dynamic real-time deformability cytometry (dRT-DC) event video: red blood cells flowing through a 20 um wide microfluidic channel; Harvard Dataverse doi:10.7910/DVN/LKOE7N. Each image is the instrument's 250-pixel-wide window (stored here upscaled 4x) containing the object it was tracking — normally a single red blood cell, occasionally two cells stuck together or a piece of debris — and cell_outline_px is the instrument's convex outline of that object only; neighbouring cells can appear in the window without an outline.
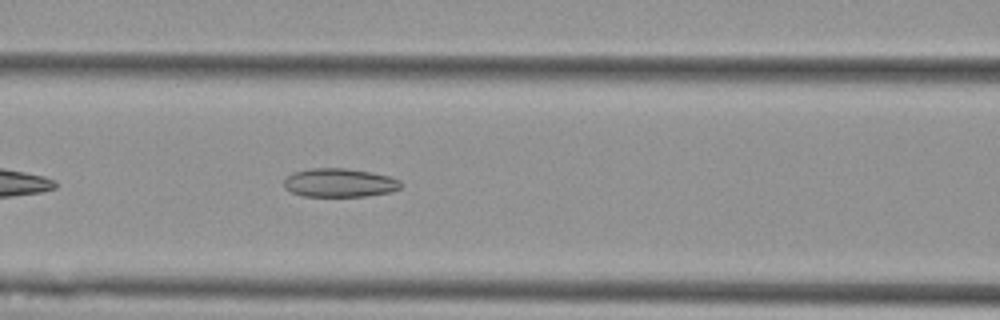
{"species": "Egyptian fruit bat (a non-hibernating species)", "species_latin": "Rousettus aegyptiacus", "temperature_condition": "cold", "stored_images_in_passage": 21, "camera_frame_rate_fps": 3000, "um_per_image_px": 0.085, "animal": {"sex": "female"}, "frame": {"image": 1, "passage_image": 9, "time_ms": 2.667, "image_size_px": [1000, 320], "cell_outline_px": [[400, 188], [392, 192], [364, 196], [304, 196], [292, 192], [284, 188], [284, 180], [292, 172], [312, 168], [344, 168], [368, 172], [388, 176], [400, 180]], "centroid_in_image_um": [28.83, 15.54], "position_along_channel_um": 137.8, "area_um2": 19.36}}
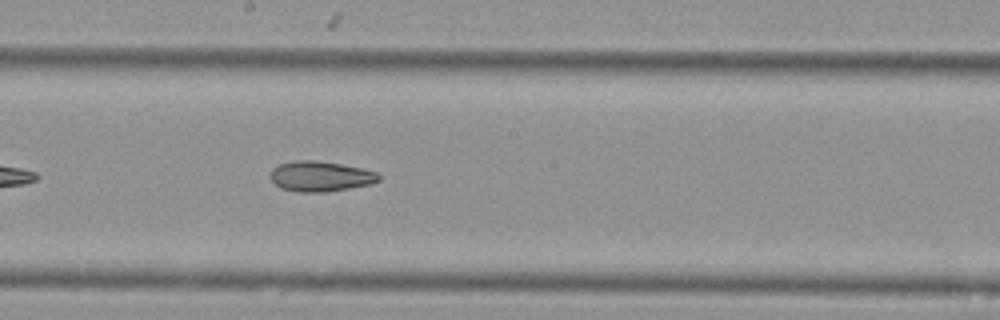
{"frame": {"image": 2, "passage_image": 16, "time_ms": 5.0, "image_size_px": [1000, 320], "cell_outline_px": [[380, 180], [372, 184], [324, 192], [296, 192], [280, 188], [272, 180], [272, 168], [280, 164], [292, 160], [316, 160], [340, 164], [360, 168], [376, 172], [380, 176]], "centroid_in_image_um": [27.23, 14.99], "position_along_channel_um": 221.0, "area_um2": 19.02}}
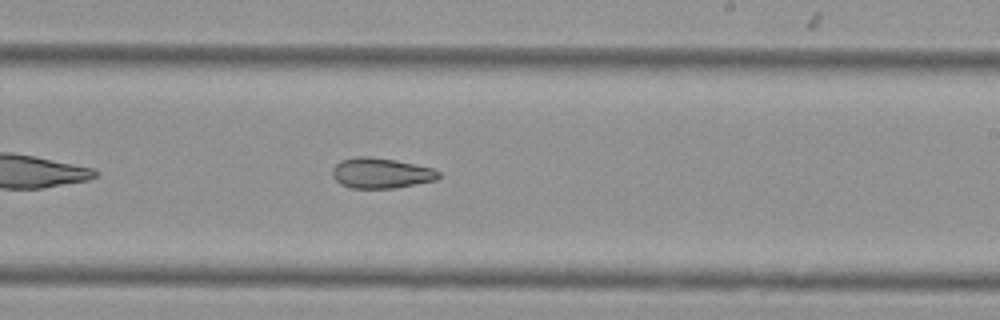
{"frame": {"image": 3, "passage_image": 19, "time_ms": 6.0, "image_size_px": [1000, 320], "cell_outline_px": [[440, 176], [436, 180], [396, 188], [352, 188], [340, 184], [332, 176], [332, 168], [340, 160], [356, 156], [368, 156], [396, 160], [432, 168], [440, 172]], "centroid_in_image_um": [32.36, 14.71], "position_along_channel_um": 256.6, "area_um2": 18.9}}